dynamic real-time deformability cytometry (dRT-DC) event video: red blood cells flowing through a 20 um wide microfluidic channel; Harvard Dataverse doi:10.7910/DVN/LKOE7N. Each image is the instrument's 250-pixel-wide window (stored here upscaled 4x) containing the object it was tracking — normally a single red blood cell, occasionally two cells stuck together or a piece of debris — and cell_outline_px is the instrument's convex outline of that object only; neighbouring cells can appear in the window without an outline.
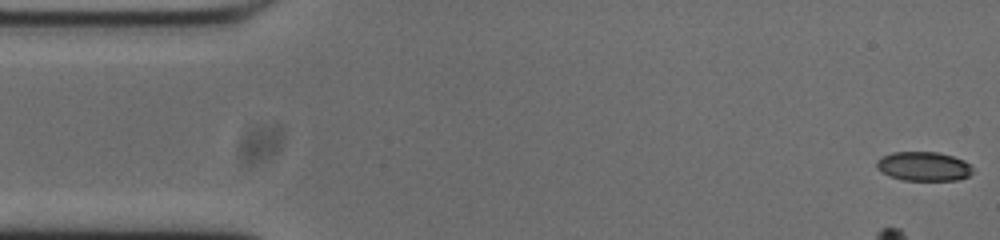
{"species": "common noctule bat (a hibernating species)", "species_latin": "Nyctalus noctula", "temperature_condition": "cold", "stored_images_in_passage": 6, "camera_frame_rate_fps": 3000, "um_per_image_px": 0.085, "animal": {"sex": "male", "body_mass_g": 20.0, "forearm_length_mm": 53.3}, "frame": {"image": 1, "passage_image": 1, "time_ms": 0.0, "image_size_px": [1000, 240], "cell_outline_px": [[972, 172], [968, 176], [956, 180], [904, 180], [888, 176], [876, 168], [876, 160], [880, 156], [892, 152], [936, 152], [952, 156], [964, 160], [972, 168]], "centroid_in_image_um": [78.45, 14.13], "position_along_channel_um": 6.5, "area_um2": 16.36}}